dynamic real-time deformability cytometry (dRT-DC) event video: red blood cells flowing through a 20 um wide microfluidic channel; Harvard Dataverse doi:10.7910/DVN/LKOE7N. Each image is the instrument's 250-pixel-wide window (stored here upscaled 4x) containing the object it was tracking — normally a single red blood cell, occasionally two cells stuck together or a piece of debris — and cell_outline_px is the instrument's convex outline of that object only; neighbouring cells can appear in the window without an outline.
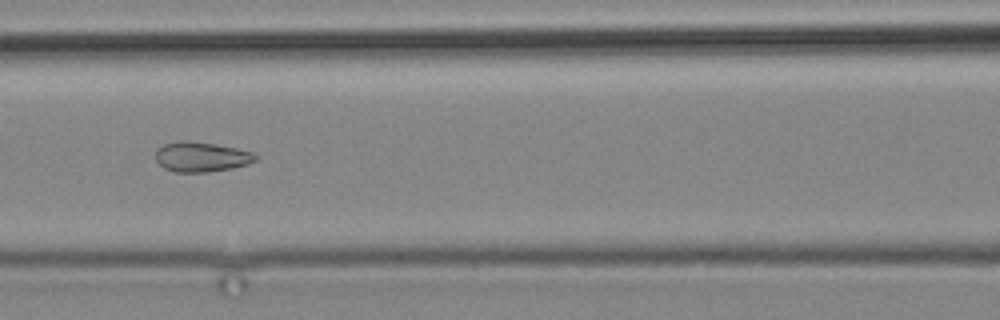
{"species": "common noctule bat (a hibernating species)", "species_latin": "Nyctalus noctula", "temperature_condition": "cold", "stored_images_in_passage": 19, "segment_of_instrument_passage": [1, 2], "camera_frame_rate_fps": 3000, "um_per_image_px": 0.085, "animal": {"sex": "male", "body_mass_g": 19.2, "forearm_length_mm": 51.8}, "frame": {"image": 1, "passage_image": 11, "time_ms": 13.0, "image_size_px": [1000, 320], "cell_outline_px": [[260, 156], [256, 160], [248, 164], [232, 168], [204, 172], [176, 172], [164, 168], [156, 160], [156, 148], [164, 144], [180, 140], [188, 140], [216, 144], [236, 148], [252, 152]], "centroid_in_image_um": [17.11, 13.32], "position_along_channel_um": 149.5, "area_um2": 17.51}}
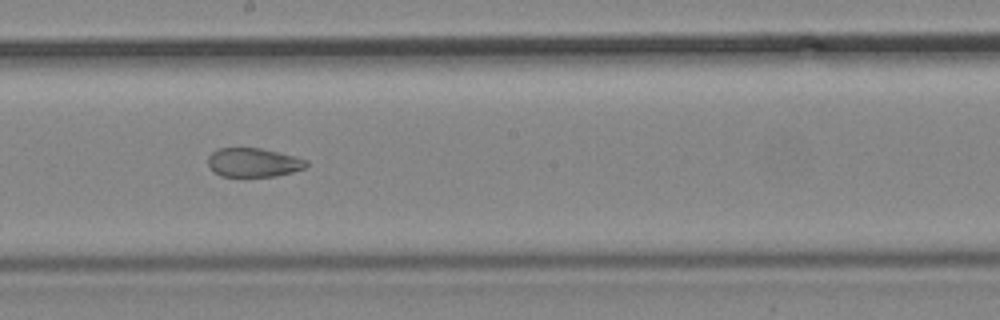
{"frame": {"image": 2, "passage_image": 13, "time_ms": 15.333, "image_size_px": [1000, 320], "cell_outline_px": [[308, 164], [304, 168], [292, 172], [276, 176], [220, 176], [212, 172], [208, 164], [208, 156], [216, 148], [260, 148], [308, 160]], "centroid_in_image_um": [21.49, 13.81], "position_along_channel_um": 226.7, "area_um2": 16.53}}
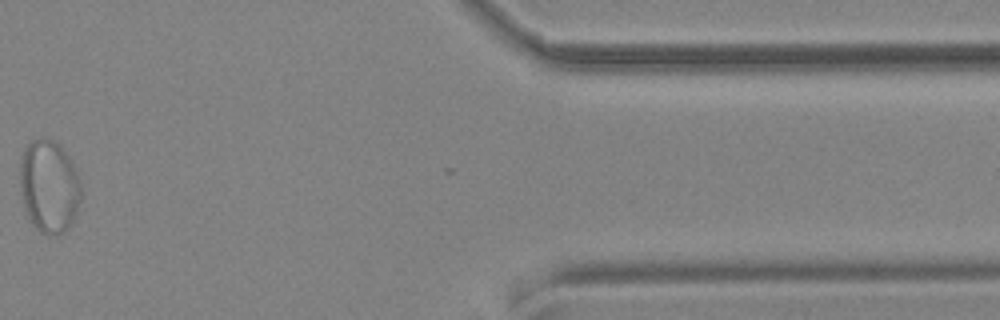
{"frame": {"image": 3, "passage_image": 17, "time_ms": 22.333, "image_size_px": [1000, 320], "cell_outline_px": [[80, 200], [76, 216], [68, 228], [64, 232], [40, 232], [32, 224], [24, 208], [20, 188], [20, 164], [24, 148], [32, 140], [44, 136], [56, 140], [60, 144], [72, 160], [80, 172]], "centroid_in_image_um": [4.19, 15.76], "position_along_channel_um": 407.2, "area_um2": 33.47}}